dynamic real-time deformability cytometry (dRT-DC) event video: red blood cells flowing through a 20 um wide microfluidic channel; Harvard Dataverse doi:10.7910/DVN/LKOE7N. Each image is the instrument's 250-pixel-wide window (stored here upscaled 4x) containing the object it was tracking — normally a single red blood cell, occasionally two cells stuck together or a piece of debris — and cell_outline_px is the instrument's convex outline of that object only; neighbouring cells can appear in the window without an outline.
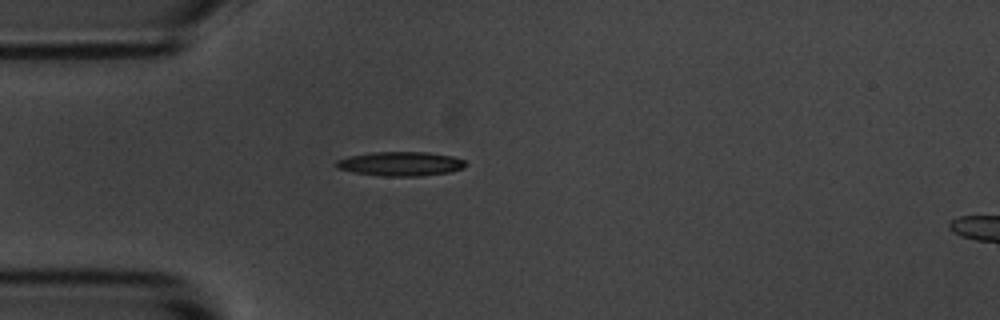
{"species": "common noctule bat (a hibernating species)", "species_latin": "Nyctalus noctula", "temperature_condition": "room temperature", "stored_images_in_passage": 6, "segment_of_instrument_passage": [1, 2], "camera_frame_rate_fps": 3000, "um_per_image_px": 0.085, "animal": {"sex": "male", "body_mass_g": 20.1, "forearm_length_mm": 53.5}, "frame": {"image": 1, "passage_image": 5, "time_ms": 4.667, "image_size_px": [1000, 320], "cell_outline_px": [[468, 164], [464, 168], [448, 172], [420, 176], [384, 176], [352, 172], [336, 168], [332, 164], [336, 160], [348, 156], [372, 152], [428, 152], [452, 156], [464, 160]], "centroid_in_image_um": [34.01, 13.92], "position_along_channel_um": 51.0, "area_um2": 18.44}}